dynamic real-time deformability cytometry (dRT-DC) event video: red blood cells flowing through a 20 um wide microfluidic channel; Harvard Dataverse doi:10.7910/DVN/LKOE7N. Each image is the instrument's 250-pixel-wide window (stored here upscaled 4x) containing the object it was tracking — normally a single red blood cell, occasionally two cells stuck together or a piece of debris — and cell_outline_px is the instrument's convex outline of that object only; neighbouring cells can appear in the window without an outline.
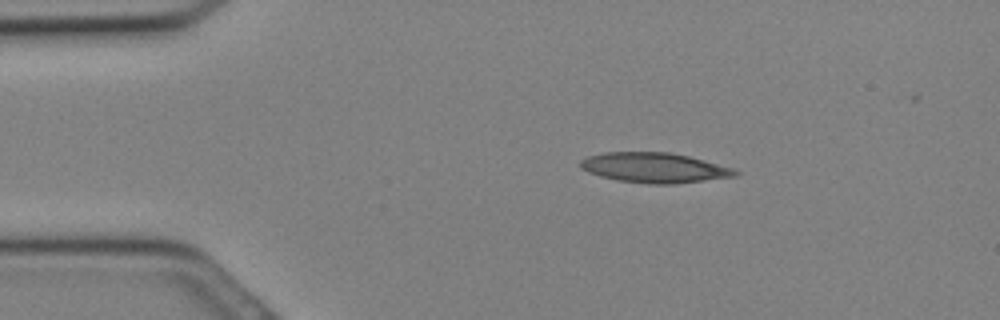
{"species": "Egyptian fruit bat (a non-hibernating species)", "species_latin": "Rousettus aegyptiacus", "temperature_condition": "cold", "stored_images_in_passage": 18, "camera_frame_rate_fps": 3000, "um_per_image_px": 0.085, "animal": {"sex": "female"}, "frame": {"image": 1, "passage_image": 5, "time_ms": 1.333, "image_size_px": [1000, 320], "cell_outline_px": [[740, 172], [736, 176], [676, 184], [648, 184], [616, 180], [600, 176], [588, 172], [580, 168], [580, 160], [588, 156], [604, 152], [668, 152], [688, 156], [704, 160], [732, 168]], "centroid_in_image_um": [55.59, 14.26], "position_along_channel_um": 29.4, "area_um2": 27.11}}
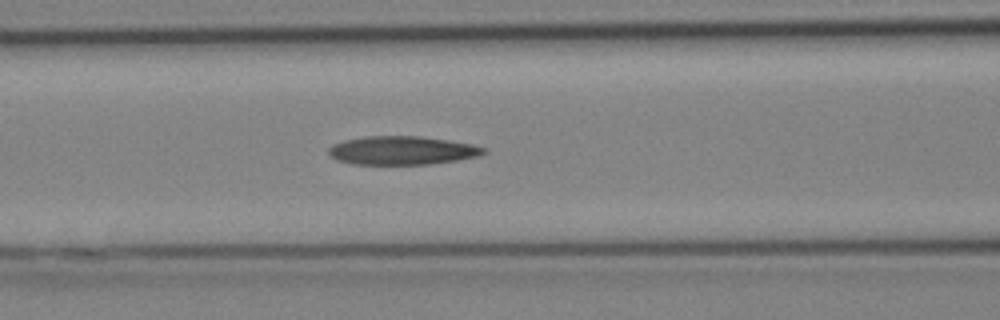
{"frame": {"image": 2, "passage_image": 12, "time_ms": 3.667, "image_size_px": [1000, 320], "cell_outline_px": [[488, 152], [480, 156], [456, 160], [428, 164], [352, 164], [336, 160], [328, 152], [328, 148], [332, 144], [344, 140], [368, 136], [420, 136], [448, 140], [472, 144], [488, 148]], "centroid_in_image_um": [34.2, 12.78], "position_along_channel_um": 132.4, "area_um2": 25.89}}
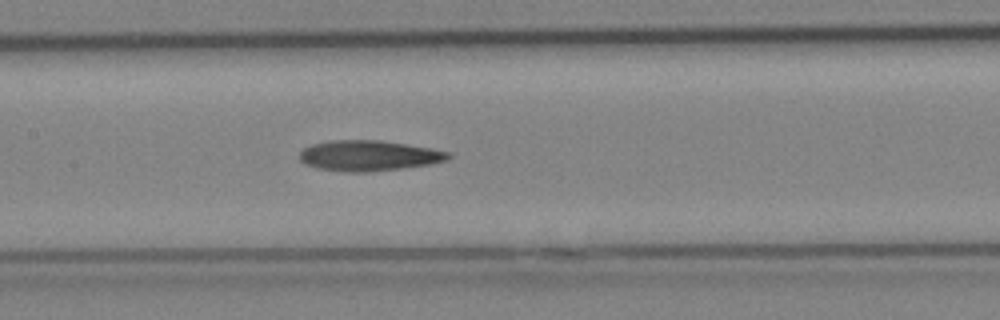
{"frame": {"image": 3, "passage_image": 14, "time_ms": 4.333, "image_size_px": [1000, 320], "cell_outline_px": [[452, 156], [448, 160], [432, 164], [368, 172], [348, 172], [316, 168], [304, 164], [300, 160], [300, 152], [304, 148], [312, 144], [332, 140], [380, 140], [452, 152]], "centroid_in_image_um": [31.35, 13.23], "position_along_channel_um": 176.1, "area_um2": 26.41}}